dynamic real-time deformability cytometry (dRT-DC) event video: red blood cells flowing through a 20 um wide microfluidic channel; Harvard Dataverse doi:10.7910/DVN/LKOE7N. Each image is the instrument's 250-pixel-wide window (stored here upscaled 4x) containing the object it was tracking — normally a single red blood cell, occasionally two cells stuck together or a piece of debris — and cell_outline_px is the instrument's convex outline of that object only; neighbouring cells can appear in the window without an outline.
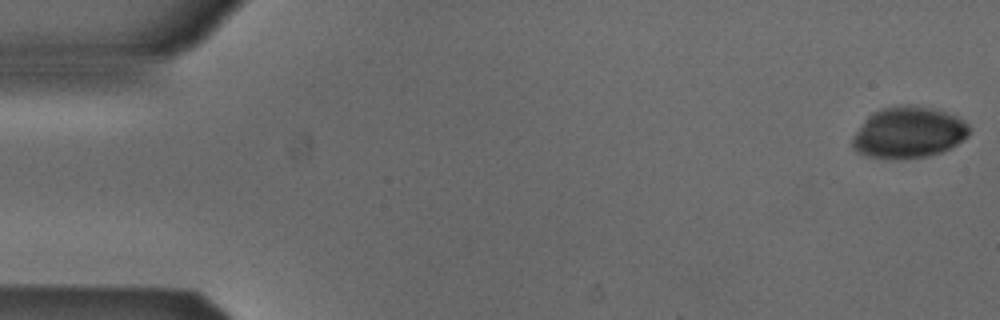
{"species": "Egyptian fruit bat (a non-hibernating species)", "species_latin": "Rousettus aegyptiacus", "temperature_condition": "cold", "stored_images_in_passage": 42, "camera_frame_rate_fps": 3000, "um_per_image_px": 0.085, "animal": {"sex": "male"}, "frame": {"image": 1, "passage_image": 1, "time_ms": 0.0, "image_size_px": [1000, 320], "cell_outline_px": [[968, 136], [956, 144], [940, 152], [928, 156], [888, 160], [868, 156], [856, 152], [852, 148], [852, 140], [856, 132], [864, 120], [872, 112], [884, 108], [908, 104], [932, 108], [956, 116], [964, 120], [968, 124]], "centroid_in_image_um": [77.19, 11.27], "position_along_channel_um": 7.8, "area_um2": 34.8}}
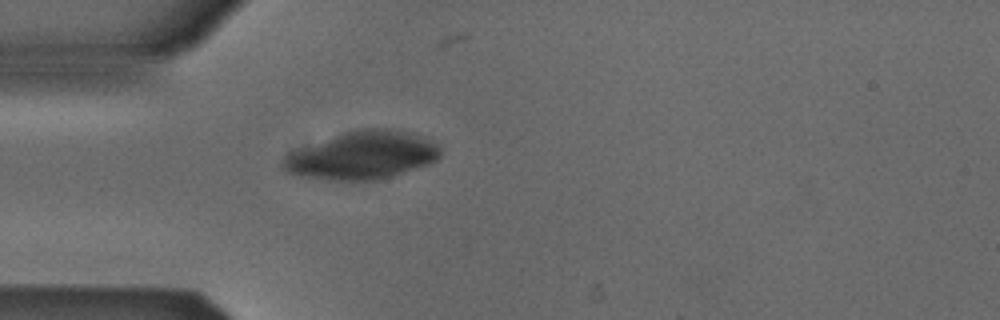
{"frame": {"image": 2, "passage_image": 15, "time_ms": 4.667, "image_size_px": [1000, 320], "cell_outline_px": [[440, 156], [436, 160], [428, 164], [380, 180], [328, 180], [300, 176], [288, 172], [280, 168], [280, 164], [284, 156], [288, 152], [344, 132], [356, 128], [392, 128], [420, 136], [436, 144], [440, 148]], "centroid_in_image_um": [30.74, 13.21], "position_along_channel_um": 54.3, "area_um2": 43.93}}
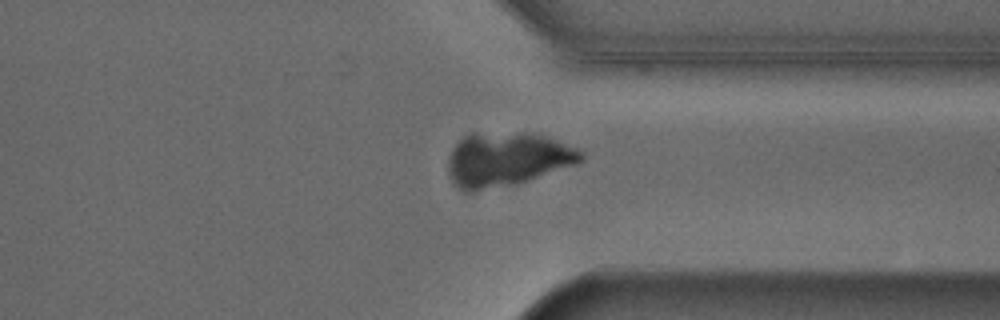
{"frame": {"image": 3, "passage_image": 40, "time_ms": 13.0, "image_size_px": [1000, 320], "cell_outline_px": [[584, 160], [576, 164], [512, 184], [472, 192], [464, 192], [456, 188], [448, 176], [448, 156], [452, 148], [464, 136], [472, 132], [524, 132], [544, 136], [580, 148], [584, 152]], "centroid_in_image_um": [43.04, 13.52], "position_along_channel_um": 368.4, "area_um2": 42.08}}